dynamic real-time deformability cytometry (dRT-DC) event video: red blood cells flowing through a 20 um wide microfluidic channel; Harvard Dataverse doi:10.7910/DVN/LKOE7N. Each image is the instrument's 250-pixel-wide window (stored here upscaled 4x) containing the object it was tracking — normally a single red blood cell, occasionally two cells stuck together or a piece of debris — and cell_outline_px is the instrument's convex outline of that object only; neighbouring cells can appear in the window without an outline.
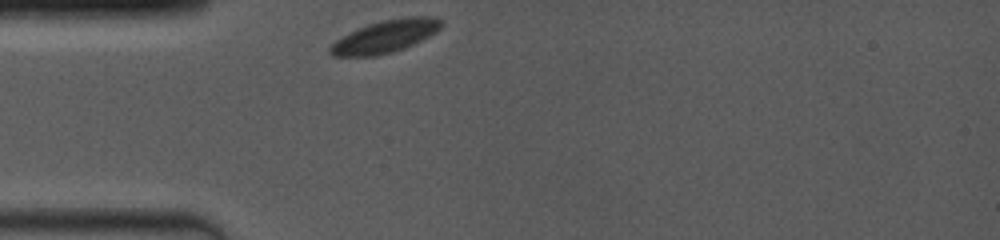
{"species": "common noctule bat (a hibernating species)", "species_latin": "Nyctalus noctula", "temperature_condition": "room temperature", "stored_images_in_passage": 41, "camera_frame_rate_fps": 4000, "um_per_image_px": 0.085, "animal": {"sex": "female", "body_mass_g": 19.0, "forearm_length_mm": 53.3}, "frame": {"image": 1, "passage_image": 1, "time_ms": 0.0, "image_size_px": [1000, 240], "cell_outline_px": [[444, 24], [436, 32], [404, 48], [392, 52], [376, 56], [332, 56], [328, 52], [328, 48], [336, 40], [368, 24], [384, 20], [408, 16], [436, 16], [444, 20]], "centroid_in_image_um": [32.79, 3.09], "position_along_channel_um": 52.2, "area_um2": 20.92}}
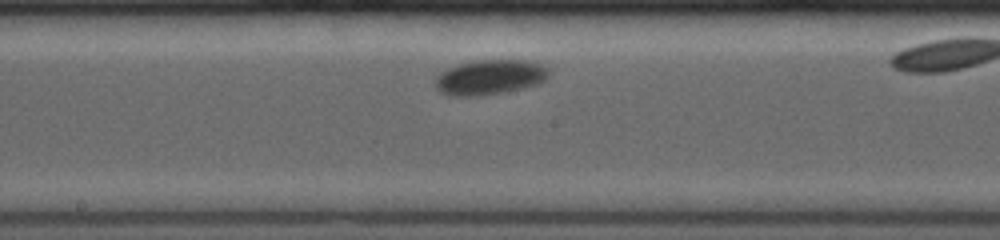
{"frame": {"image": 2, "passage_image": 19, "time_ms": 4.5, "image_size_px": [1000, 240], "cell_outline_px": [[548, 76], [544, 80], [536, 84], [504, 92], [476, 96], [448, 96], [440, 92], [436, 88], [436, 76], [440, 72], [448, 68], [460, 64], [476, 60], [524, 60], [540, 64], [548, 68]], "centroid_in_image_um": [41.59, 6.57], "position_along_channel_um": 206.6, "area_um2": 22.95}}
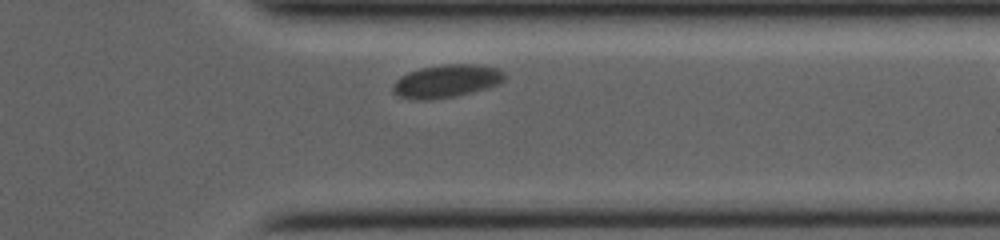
{"frame": {"image": 3, "passage_image": 36, "time_ms": 9.0, "image_size_px": [1000, 240], "cell_outline_px": [[508, 76], [504, 80], [488, 88], [456, 96], [432, 100], [412, 100], [400, 96], [392, 92], [392, 84], [400, 76], [408, 72], [420, 68], [444, 64], [476, 64], [500, 68]], "centroid_in_image_um": [37.95, 6.89], "position_along_channel_um": 373.4, "area_um2": 21.79}}